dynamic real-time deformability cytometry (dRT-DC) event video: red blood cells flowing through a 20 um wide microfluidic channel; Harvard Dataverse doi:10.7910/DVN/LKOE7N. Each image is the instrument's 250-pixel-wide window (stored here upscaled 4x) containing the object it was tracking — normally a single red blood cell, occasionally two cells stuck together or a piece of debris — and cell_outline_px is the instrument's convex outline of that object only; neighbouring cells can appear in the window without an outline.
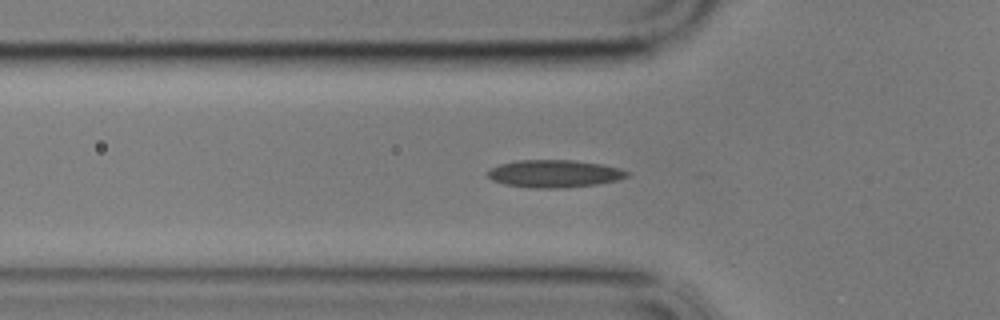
{"species": "common noctule bat (a hibernating species)", "species_latin": "Nyctalus noctula", "temperature_condition": "cold", "stored_images_in_passage": 44, "camera_frame_rate_fps": 3000, "um_per_image_px": 0.085, "animal": {"sex": "male", "body_mass_g": 17.9}, "frame": {"image": 1, "passage_image": 6, "time_ms": 1.667, "image_size_px": [1000, 320], "cell_outline_px": [[628, 176], [616, 180], [596, 184], [560, 188], [532, 188], [504, 184], [492, 180], [484, 172], [500, 164], [516, 160], [572, 160], [604, 164], [620, 168], [628, 172]], "centroid_in_image_um": [47.09, 14.75], "position_along_channel_um": 78.7, "area_um2": 22.37}}
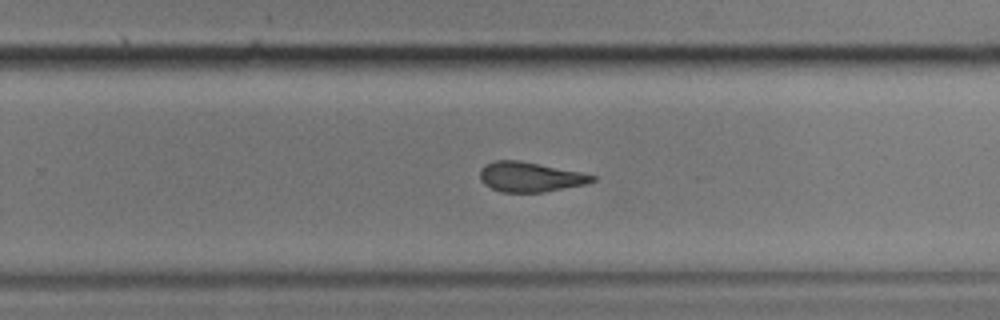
{"frame": {"image": 2, "passage_image": 24, "time_ms": 7.667, "image_size_px": [1000, 320], "cell_outline_px": [[596, 180], [588, 184], [544, 192], [500, 192], [484, 184], [480, 180], [480, 168], [484, 164], [496, 160], [520, 160], [580, 172], [596, 176]], "centroid_in_image_um": [45.05, 15.04], "position_along_channel_um": 284.8, "area_um2": 19.65}}
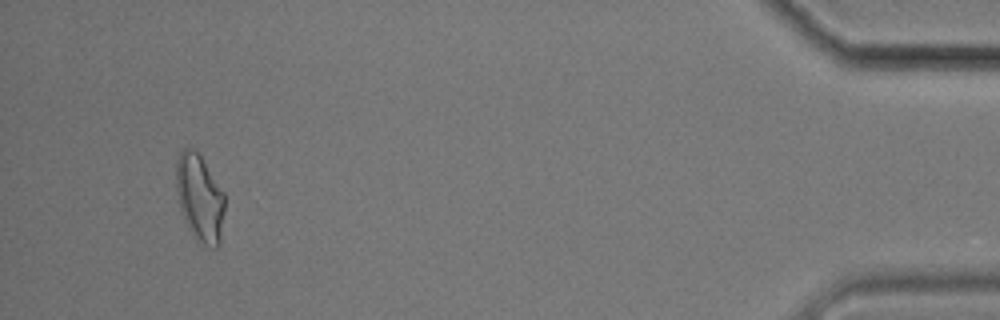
{"frame": {"image": 3, "passage_image": 42, "time_ms": 13.667, "image_size_px": [1000, 320], "cell_outline_px": [[224, 212], [220, 244], [216, 248], [212, 248], [196, 240], [192, 236], [188, 228], [180, 208], [176, 188], [176, 160], [180, 152], [184, 148], [196, 148], [224, 192]], "centroid_in_image_um": [16.98, 16.82], "position_along_channel_um": 418.2, "area_um2": 24.91}}